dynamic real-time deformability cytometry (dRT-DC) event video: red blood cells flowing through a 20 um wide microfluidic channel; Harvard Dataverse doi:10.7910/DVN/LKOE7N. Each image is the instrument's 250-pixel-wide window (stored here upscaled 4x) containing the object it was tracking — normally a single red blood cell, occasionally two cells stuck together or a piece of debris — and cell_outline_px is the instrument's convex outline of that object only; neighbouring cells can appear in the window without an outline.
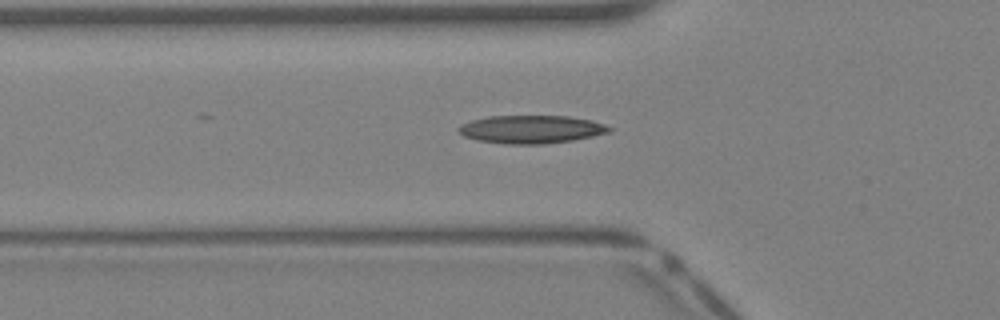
{"species": "Egyptian fruit bat (a non-hibernating species)", "species_latin": "Rousettus aegyptiacus", "temperature_condition": "warm", "stored_images_in_passage": 31, "camera_frame_rate_fps": 3000, "um_per_image_px": 0.085, "animal": {"sex": "female"}, "frame": {"image": 1, "passage_image": 5, "time_ms": 1.333, "image_size_px": [1000, 320], "cell_outline_px": [[612, 132], [572, 140], [544, 144], [504, 144], [476, 140], [464, 136], [456, 128], [460, 124], [472, 120], [488, 116], [568, 116], [592, 120], [604, 124], [612, 128]], "centroid_in_image_um": [45.14, 10.99], "position_along_channel_um": 80.7, "area_um2": 24.74}}
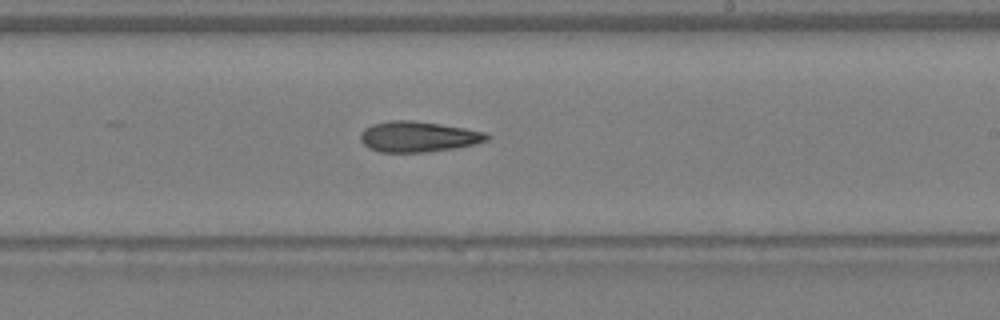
{"frame": {"image": 2, "passage_image": 15, "time_ms": 4.667, "image_size_px": [1000, 320], "cell_outline_px": [[492, 136], [488, 140], [476, 144], [452, 148], [424, 152], [380, 152], [368, 148], [360, 140], [360, 132], [364, 128], [372, 124], [388, 120], [412, 120], [440, 124], [488, 132]], "centroid_in_image_um": [35.54, 11.61], "position_along_channel_um": 253.5, "area_um2": 22.72}}
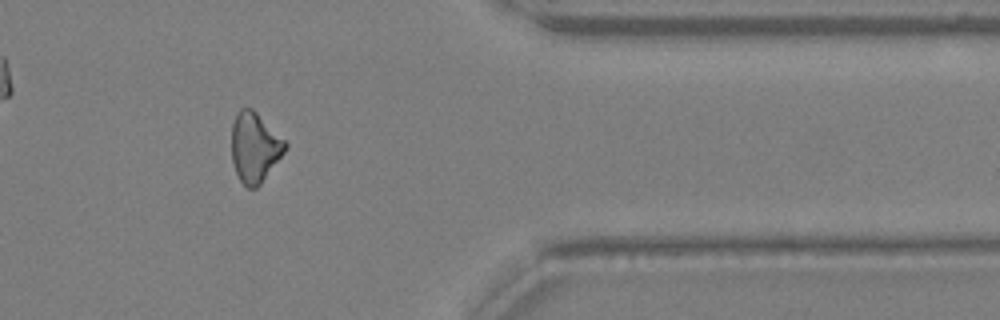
{"frame": {"image": 3, "passage_image": 24, "time_ms": 7.667, "image_size_px": [1000, 320], "cell_outline_px": [[288, 148], [260, 184], [256, 188], [248, 188], [240, 180], [232, 164], [232, 124], [236, 112], [240, 108], [252, 108], [288, 144]], "centroid_in_image_um": [21.64, 12.52], "position_along_channel_um": 389.8, "area_um2": 21.68}}